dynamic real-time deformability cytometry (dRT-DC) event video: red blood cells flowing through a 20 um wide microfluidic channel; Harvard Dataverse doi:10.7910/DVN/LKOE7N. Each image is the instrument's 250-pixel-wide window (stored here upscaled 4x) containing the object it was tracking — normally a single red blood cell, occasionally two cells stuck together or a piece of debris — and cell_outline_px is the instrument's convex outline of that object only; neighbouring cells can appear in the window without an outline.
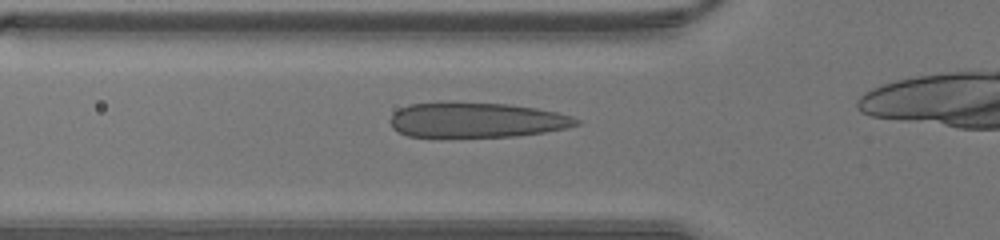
{"species": "human", "species_latin": "Homo sapiens", "temperature_condition": "warm", "stored_images_in_passage": 20, "camera_frame_rate_fps": 3000, "um_per_image_px": 0.085, "donor": {"sex": "male"}, "frame": {"image": 1, "passage_image": 3, "time_ms": 0.667, "image_size_px": [1000, 240], "cell_outline_px": [[580, 124], [568, 128], [544, 132], [516, 136], [408, 136], [392, 128], [388, 120], [400, 108], [408, 104], [440, 100], [508, 104], [536, 108], [556, 112], [572, 116], [580, 120]], "centroid_in_image_um": [40.48, 10.17], "position_along_channel_um": 85.3, "area_um2": 38.49}}
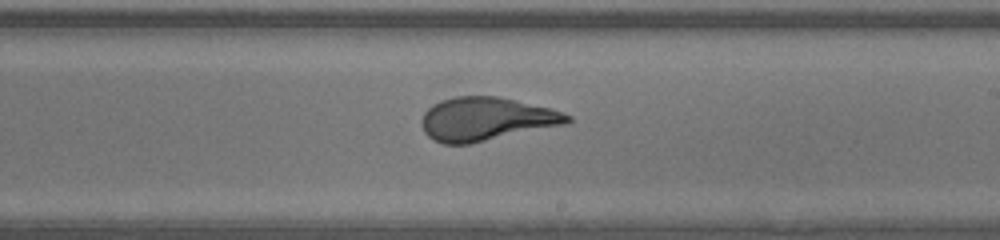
{"frame": {"image": 2, "passage_image": 13, "time_ms": 4.0, "image_size_px": [1000, 240], "cell_outline_px": [[572, 120], [568, 124], [472, 144], [444, 144], [432, 140], [424, 132], [420, 124], [420, 120], [424, 112], [432, 104], [440, 100], [456, 96], [500, 96], [552, 108], [572, 116]], "centroid_in_image_um": [41.33, 10.12], "position_along_channel_um": 247.7, "area_um2": 37.63}}
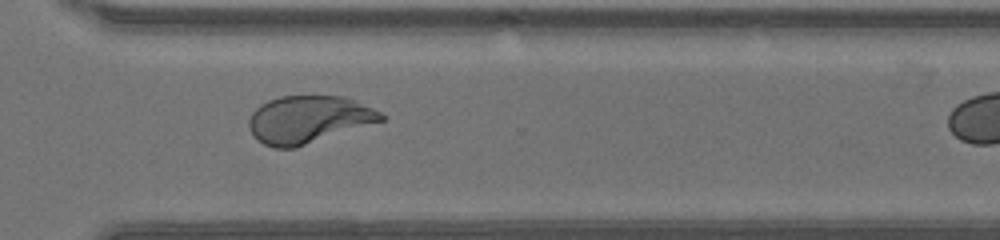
{"frame": {"image": 3, "passage_image": 19, "time_ms": 6.0, "image_size_px": [1000, 240], "cell_outline_px": [[388, 116], [384, 120], [296, 148], [272, 148], [256, 140], [248, 124], [248, 120], [252, 112], [260, 104], [268, 100], [280, 96], [344, 96], [372, 108]], "centroid_in_image_um": [26.2, 10.16], "position_along_channel_um": 344.4, "area_um2": 36.59}}